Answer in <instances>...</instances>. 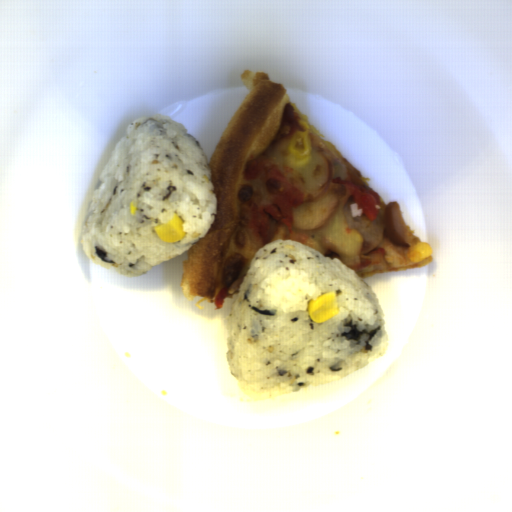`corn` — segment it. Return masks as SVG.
Segmentation results:
<instances>
[{"mask_svg":"<svg viewBox=\"0 0 512 512\" xmlns=\"http://www.w3.org/2000/svg\"><path fill=\"white\" fill-rule=\"evenodd\" d=\"M432 249L427 242H421L409 248L407 256L414 264H420L431 256Z\"/></svg>","mask_w":512,"mask_h":512,"instance_id":"5","label":"corn"},{"mask_svg":"<svg viewBox=\"0 0 512 512\" xmlns=\"http://www.w3.org/2000/svg\"><path fill=\"white\" fill-rule=\"evenodd\" d=\"M311 149L308 134L304 131H296L291 135L288 155L284 156L283 162L291 169L303 167L310 159Z\"/></svg>","mask_w":512,"mask_h":512,"instance_id":"1","label":"corn"},{"mask_svg":"<svg viewBox=\"0 0 512 512\" xmlns=\"http://www.w3.org/2000/svg\"><path fill=\"white\" fill-rule=\"evenodd\" d=\"M308 315L313 322L323 323L332 317L339 315V306L336 292L329 291L307 304Z\"/></svg>","mask_w":512,"mask_h":512,"instance_id":"2","label":"corn"},{"mask_svg":"<svg viewBox=\"0 0 512 512\" xmlns=\"http://www.w3.org/2000/svg\"><path fill=\"white\" fill-rule=\"evenodd\" d=\"M342 240L346 257H351L361 252L363 237L356 229H347L343 234Z\"/></svg>","mask_w":512,"mask_h":512,"instance_id":"4","label":"corn"},{"mask_svg":"<svg viewBox=\"0 0 512 512\" xmlns=\"http://www.w3.org/2000/svg\"><path fill=\"white\" fill-rule=\"evenodd\" d=\"M184 222L177 213H173L168 222L156 225L155 230L158 239L167 244L177 242L186 237V230L183 229Z\"/></svg>","mask_w":512,"mask_h":512,"instance_id":"3","label":"corn"}]
</instances>
